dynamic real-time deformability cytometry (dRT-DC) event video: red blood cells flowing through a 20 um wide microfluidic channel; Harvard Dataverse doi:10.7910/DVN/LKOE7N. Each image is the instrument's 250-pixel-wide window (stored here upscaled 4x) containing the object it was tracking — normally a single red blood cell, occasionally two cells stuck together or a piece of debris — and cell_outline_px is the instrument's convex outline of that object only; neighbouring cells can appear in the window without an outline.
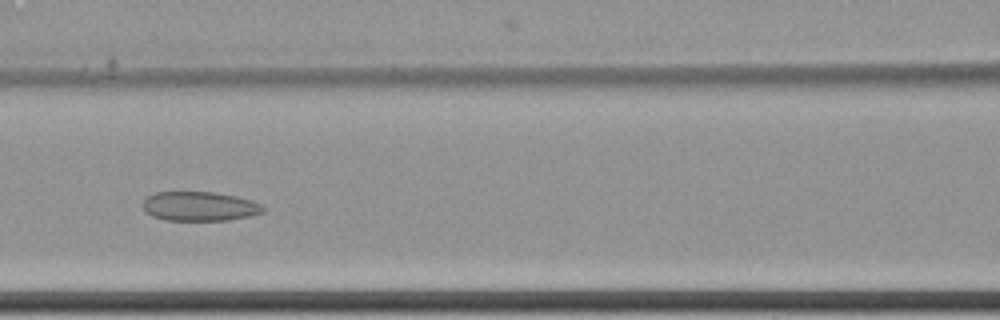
{"species": "common noctule bat (a hibernating species)", "species_latin": "Nyctalus noctula", "temperature_condition": "cold", "stored_images_in_passage": 9, "camera_frame_rate_fps": 3000, "um_per_image_px": 0.085, "animal": {"sex": "female", "body_mass_g": 22.7, "forearm_length_mm": 54.2}, "frame": {"image": 1, "passage_image": 9, "time_ms": 2.667, "image_size_px": [1000, 320], "cell_outline_px": [[264, 212], [248, 216], [228, 220], [164, 220], [152, 216], [144, 208], [144, 200], [148, 196], [156, 192], [216, 192], [236, 196], [260, 204], [264, 208]], "centroid_in_image_um": [16.96, 17.53], "position_along_channel_um": 149.6, "area_um2": 20.29}}